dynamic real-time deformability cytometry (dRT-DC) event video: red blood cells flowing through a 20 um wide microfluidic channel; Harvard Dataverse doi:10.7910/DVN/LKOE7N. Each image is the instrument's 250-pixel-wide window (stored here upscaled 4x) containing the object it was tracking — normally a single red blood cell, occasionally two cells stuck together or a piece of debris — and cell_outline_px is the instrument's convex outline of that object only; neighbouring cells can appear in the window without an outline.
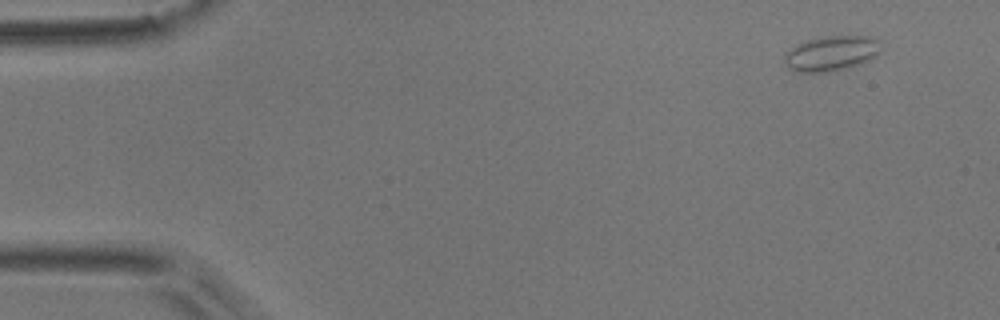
{"species": "common noctule bat (a hibernating species)", "species_latin": "Nyctalus noctula", "temperature_condition": "room temperature", "stored_images_in_passage": 4, "camera_frame_rate_fps": 3000, "um_per_image_px": 0.085, "animal": {"sex": "male", "body_mass_g": 17.9}, "frame": {"image": 1, "passage_image": 1, "time_ms": 0.0, "image_size_px": [1000, 320], "cell_outline_px": [[880, 52], [876, 56], [860, 64], [848, 68], [828, 72], [796, 72], [788, 68], [784, 60], [784, 56], [796, 44], [808, 40], [828, 36], [868, 36], [880, 40]], "centroid_in_image_um": [70.68, 4.55], "position_along_channel_um": 14.3, "area_um2": 19.71}}